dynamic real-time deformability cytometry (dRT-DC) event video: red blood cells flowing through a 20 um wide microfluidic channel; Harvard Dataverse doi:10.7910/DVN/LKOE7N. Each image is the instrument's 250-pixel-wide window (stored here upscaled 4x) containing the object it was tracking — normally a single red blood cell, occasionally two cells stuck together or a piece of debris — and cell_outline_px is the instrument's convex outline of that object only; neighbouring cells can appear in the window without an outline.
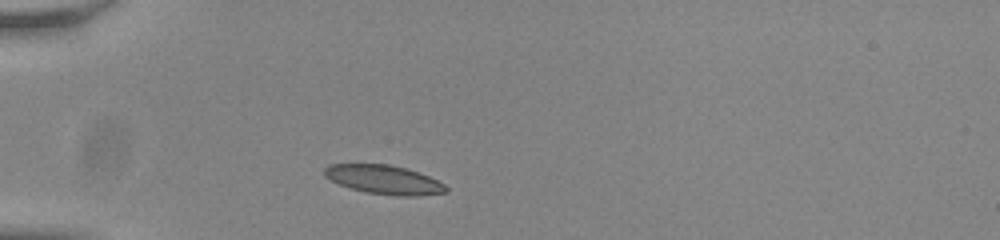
{"species": "common noctule bat (a hibernating species)", "species_latin": "Nyctalus noctula", "temperature_condition": "room temperature", "stored_images_in_passage": 34, "camera_frame_rate_fps": 3000, "um_per_image_px": 0.085, "animal": {"sex": "male", "body_mass_g": 20.0, "forearm_length_mm": 53.3}, "frame": {"image": 1, "passage_image": 1, "time_ms": 0.0, "image_size_px": [1000, 240], "cell_outline_px": [[448, 192], [416, 196], [396, 196], [368, 192], [352, 188], [340, 184], [324, 176], [324, 168], [328, 164], [388, 164], [404, 168], [428, 176], [444, 184], [448, 188]], "centroid_in_image_um": [32.64, 15.27], "position_along_channel_um": 52.4, "area_um2": 20.23}}
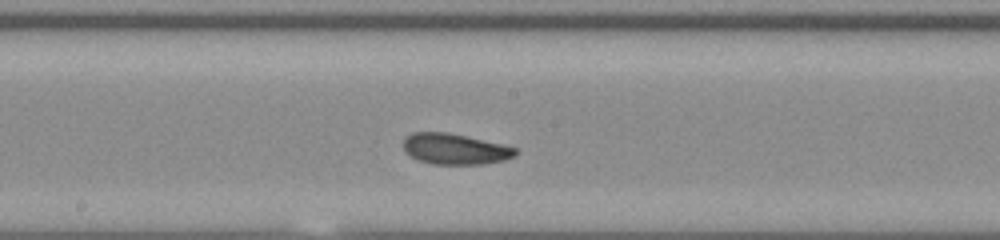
{"frame": {"image": 2, "passage_image": 15, "time_ms": 4.667, "image_size_px": [1000, 240], "cell_outline_px": [[520, 152], [516, 156], [504, 160], [484, 164], [432, 164], [416, 160], [404, 148], [404, 136], [412, 132], [448, 132], [504, 144], [516, 148]], "centroid_in_image_um": [38.71, 12.66], "position_along_channel_um": 209.5, "area_um2": 20.35}}
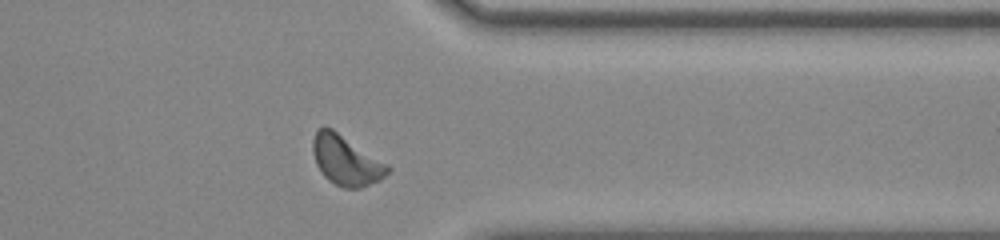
{"frame": {"image": 3, "passage_image": 29, "time_ms": 9.333, "image_size_px": [1000, 240], "cell_outline_px": [[392, 168], [380, 180], [360, 188], [344, 188], [328, 180], [320, 172], [316, 164], [312, 152], [312, 140], [316, 128], [324, 124], [332, 128], [388, 164]], "centroid_in_image_um": [29.37, 13.6], "position_along_channel_um": 382.0, "area_um2": 21.96}, "authors_computed_cell_mechanics": {"area_um2": 20.3456, "velocity_mm_per_s": 3.7863, "shape_relaxation_time_tau1_ms": 6.9856, "shape_relaxation_time_tau2_ms": 2.287, "deformation_change_tau1": 0.1392, "deformation_change_tau2": 0.0672}}